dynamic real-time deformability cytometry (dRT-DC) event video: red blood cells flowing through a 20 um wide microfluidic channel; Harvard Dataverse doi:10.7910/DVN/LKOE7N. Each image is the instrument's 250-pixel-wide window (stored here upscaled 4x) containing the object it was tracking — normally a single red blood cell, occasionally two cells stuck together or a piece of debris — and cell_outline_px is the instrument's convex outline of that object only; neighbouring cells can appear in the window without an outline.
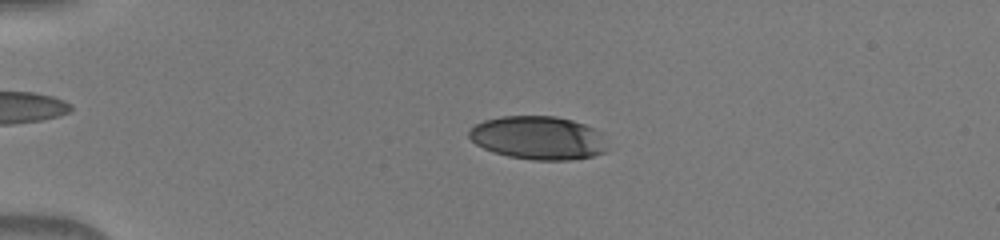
{"species": "human", "species_latin": "Homo sapiens", "temperature_condition": "warm", "stored_images_in_passage": 50, "camera_frame_rate_fps": 3000, "um_per_image_px": 0.085, "donor": {"sex": "male"}, "frame": {"image": 1, "passage_image": 12, "time_ms": 3.667, "image_size_px": [1000, 240], "cell_outline_px": [[608, 148], [604, 152], [592, 156], [572, 160], [532, 160], [508, 156], [492, 152], [476, 144], [468, 136], [468, 132], [476, 124], [484, 120], [500, 116], [556, 116], [572, 120], [584, 124], [600, 132]], "centroid_in_image_um": [45.74, 11.72], "position_along_channel_um": 39.3, "area_um2": 35.03}}
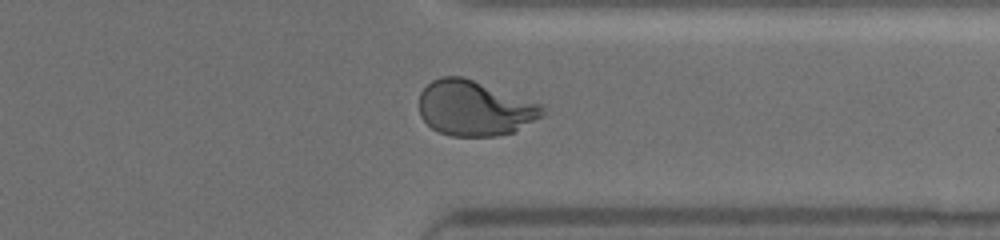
{"frame": {"image": 2, "passage_image": 40, "time_ms": 13.0, "image_size_px": [1000, 240], "cell_outline_px": [[544, 112], [540, 116], [512, 132], [496, 136], [452, 136], [440, 132], [432, 128], [420, 116], [420, 92], [432, 80], [440, 76], [464, 76], [540, 104], [544, 108]], "centroid_in_image_um": [40.29, 9.18], "position_along_channel_um": 371.1, "area_um2": 39.19}}
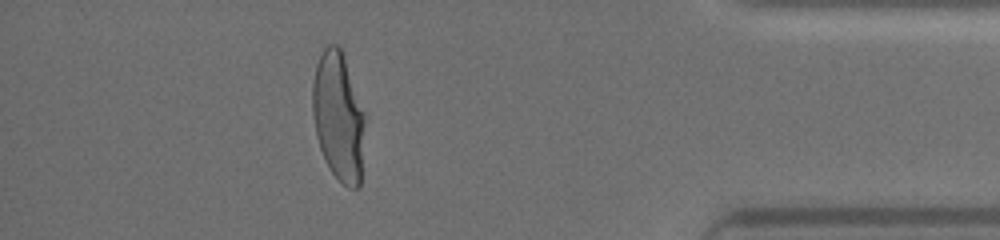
{"frame": {"image": 3, "passage_image": 45, "time_ms": 14.667, "image_size_px": [1000, 240], "cell_outline_px": [[364, 124], [360, 188], [348, 188], [332, 172], [320, 148], [316, 136], [312, 112], [312, 84], [316, 64], [324, 48], [328, 44], [336, 44], [340, 48], [364, 112]], "centroid_in_image_um": [28.74, 9.91], "position_along_channel_um": 406.5, "area_um2": 38.73}}